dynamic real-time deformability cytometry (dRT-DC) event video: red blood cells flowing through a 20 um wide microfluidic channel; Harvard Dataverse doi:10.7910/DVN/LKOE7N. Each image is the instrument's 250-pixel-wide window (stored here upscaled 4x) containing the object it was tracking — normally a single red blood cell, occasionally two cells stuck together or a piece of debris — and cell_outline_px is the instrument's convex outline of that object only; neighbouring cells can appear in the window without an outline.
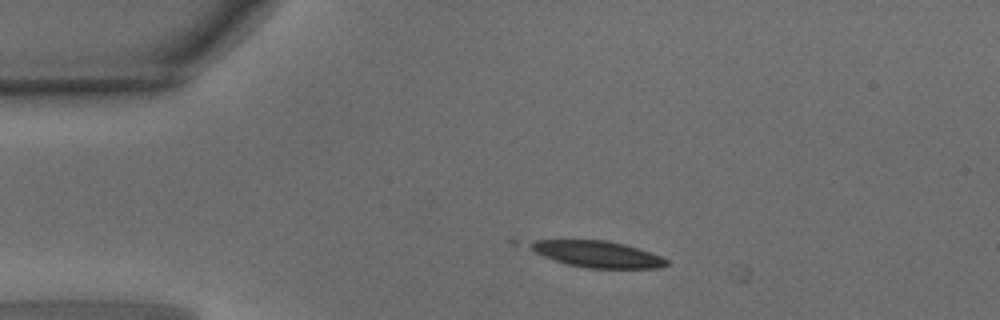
{"species": "common noctule bat (a hibernating species)", "species_latin": "Nyctalus noctula", "temperature_condition": "warm", "stored_images_in_passage": 3, "camera_frame_rate_fps": 3000, "um_per_image_px": 0.085, "animal": {"sex": "male", "body_mass_g": 15.6}, "frame": {"image": 1, "passage_image": 2, "time_ms": 0.333, "image_size_px": [1000, 320], "cell_outline_px": [[668, 264], [660, 268], [588, 268], [568, 264], [508, 244], [508, 236], [512, 236], [608, 240], [624, 244], [660, 256], [668, 260]], "centroid_in_image_um": [50.11, 21.47], "position_along_channel_um": 34.9, "area_um2": 23.52}}